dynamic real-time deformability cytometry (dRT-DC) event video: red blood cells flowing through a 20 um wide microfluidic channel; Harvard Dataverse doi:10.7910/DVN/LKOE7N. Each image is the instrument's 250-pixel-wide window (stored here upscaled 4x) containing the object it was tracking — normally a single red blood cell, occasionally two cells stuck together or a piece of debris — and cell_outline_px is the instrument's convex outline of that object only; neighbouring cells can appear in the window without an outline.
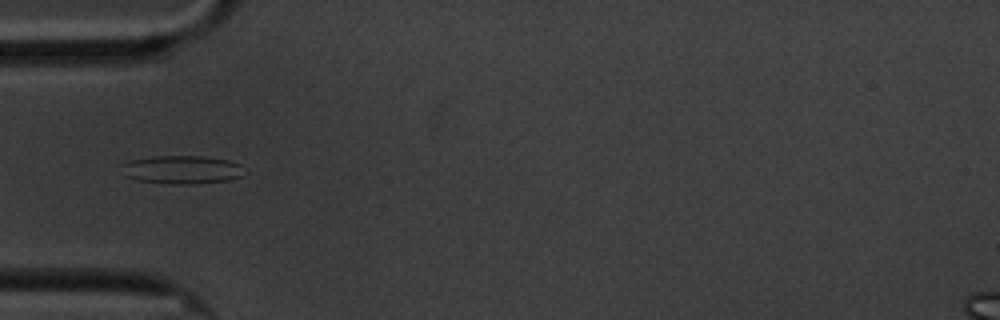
{"species": "common noctule bat (a hibernating species)", "species_latin": "Nyctalus noctula", "temperature_condition": "cold", "stored_images_in_passage": 2, "camera_frame_rate_fps": 3000, "um_per_image_px": 0.085, "animal": {"sex": "male", "body_mass_g": 20.1, "forearm_length_mm": 53.5}, "frame": {"image": 1, "passage_image": 2, "time_ms": 1.333, "image_size_px": [1000, 320], "cell_outline_px": [[248, 172], [244, 176], [228, 180], [196, 184], [172, 184], [136, 180], [124, 176], [120, 164], [128, 160], [156, 156], [204, 156], [228, 160], [240, 164], [248, 168]], "centroid_in_image_um": [15.51, 14.42], "position_along_channel_um": 69.5, "area_um2": 20.81}}